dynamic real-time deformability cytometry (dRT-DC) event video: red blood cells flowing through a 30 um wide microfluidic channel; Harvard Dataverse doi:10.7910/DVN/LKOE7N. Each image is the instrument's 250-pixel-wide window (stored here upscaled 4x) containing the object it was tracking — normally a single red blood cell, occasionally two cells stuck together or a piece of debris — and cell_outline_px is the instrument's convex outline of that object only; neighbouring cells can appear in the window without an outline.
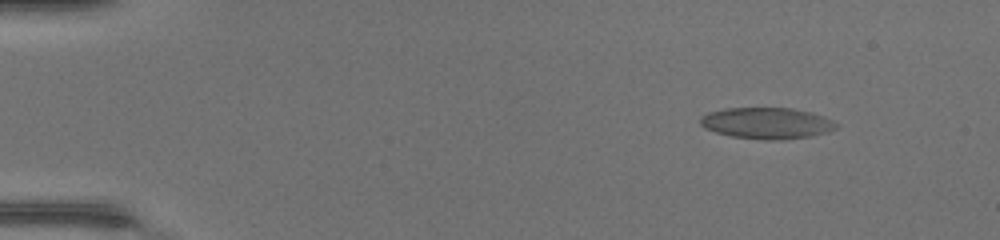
{"species": "common noctule bat (a hibernating species)", "species_latin": "Nyctalus noctula", "temperature_condition": "warm", "stored_images_in_passage": 44, "camera_frame_rate_fps": 3000, "um_per_image_px": 0.085, "animal": {"sex": "female", "body_mass_g": 17.0, "forearm_length_mm": 48.0}, "frame": {"image": 1, "passage_image": 2, "time_ms": 0.333, "image_size_px": [1000, 240], "cell_outline_px": [[840, 124], [836, 128], [828, 132], [808, 136], [776, 140], [764, 140], [732, 136], [716, 132], [704, 128], [700, 124], [700, 116], [708, 112], [724, 108], [792, 108], [812, 112], [824, 116]], "centroid_in_image_um": [65.18, 10.46], "position_along_channel_um": 19.8, "area_um2": 24.85}}
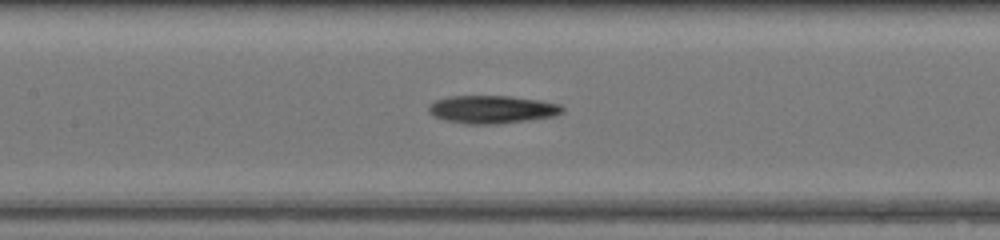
{"frame": {"image": 2, "passage_image": 20, "time_ms": 6.333, "image_size_px": [1000, 240], "cell_outline_px": [[564, 112], [556, 116], [528, 120], [496, 124], [468, 124], [444, 120], [428, 112], [428, 108], [436, 100], [452, 96], [512, 96], [540, 100], [560, 104], [564, 108]], "centroid_in_image_um": [41.88, 9.3], "position_along_channel_um": 165.5, "area_um2": 21.73}}
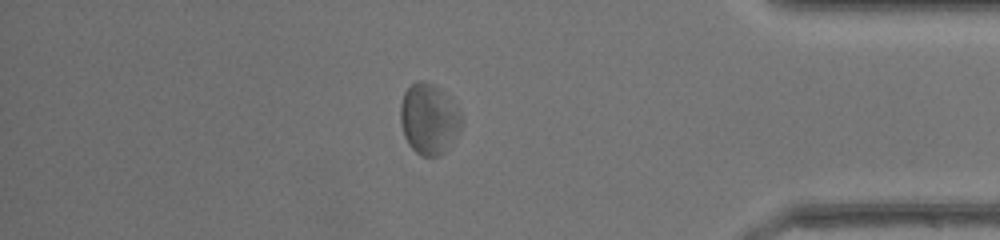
{"frame": {"image": 3, "passage_image": 38, "time_ms": 12.333, "image_size_px": [1000, 240], "cell_outline_px": [[460, 128], [452, 144], [440, 156], [424, 156], [416, 152], [408, 144], [404, 136], [400, 120], [400, 104], [404, 92], [416, 80], [424, 80], [432, 84], [440, 92], [460, 116]], "centroid_in_image_um": [36.38, 10.16], "position_along_channel_um": 398.8, "area_um2": 24.33}, "authors_computed_cell_mechanics": {"area_um2": 23.12, "velocity_mm_per_s": 4.3648, "shape_relaxation_time_tau1_ms": 4.8088, "shape_relaxation_time_tau2_ms": 2.741, "deformation_change_tau1": 0.1045, "deformation_change_tau2": 0.1207}}